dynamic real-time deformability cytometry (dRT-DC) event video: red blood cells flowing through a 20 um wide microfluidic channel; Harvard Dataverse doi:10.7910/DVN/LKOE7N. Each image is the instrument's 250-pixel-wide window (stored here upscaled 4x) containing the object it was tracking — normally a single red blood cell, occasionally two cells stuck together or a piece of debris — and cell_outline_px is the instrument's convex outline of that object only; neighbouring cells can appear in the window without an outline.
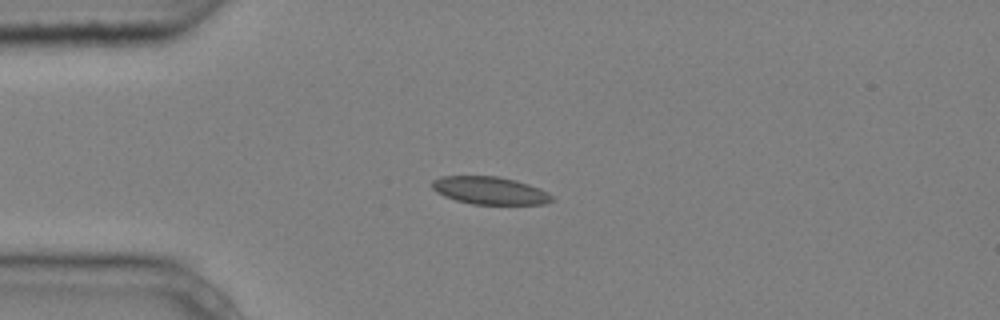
{"species": "common noctule bat (a hibernating species)", "species_latin": "Nyctalus noctula", "temperature_condition": "cold", "stored_images_in_passage": 7, "camera_frame_rate_fps": 3000, "um_per_image_px": 0.085, "animal": {"sex": "male", "body_mass_g": 20.4}, "frame": {"image": 1, "passage_image": 3, "time_ms": 0.667, "image_size_px": [1000, 320], "cell_outline_px": [[556, 200], [544, 204], [472, 204], [456, 200], [444, 196], [436, 192], [428, 184], [432, 180], [440, 176], [496, 176], [516, 180], [540, 188], [548, 192]], "centroid_in_image_um": [41.61, 16.19], "position_along_channel_um": 43.4, "area_um2": 19.54}}
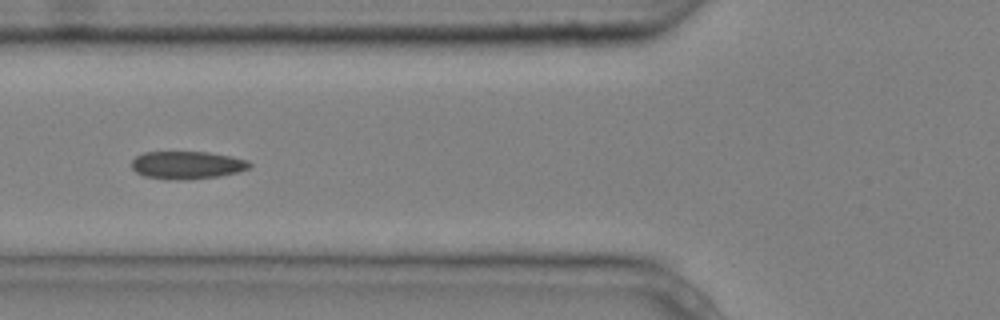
{"frame": {"image": 2, "passage_image": 5, "time_ms": 1.333, "image_size_px": [1000, 320], "cell_outline_px": [[252, 164], [248, 168], [236, 172], [220, 176], [188, 180], [168, 180], [144, 176], [136, 172], [132, 168], [132, 160], [136, 156], [144, 152], [208, 152], [232, 156], [248, 160]], "centroid_in_image_um": [15.89, 14.04], "position_along_channel_um": 109.9, "area_um2": 19.25}}